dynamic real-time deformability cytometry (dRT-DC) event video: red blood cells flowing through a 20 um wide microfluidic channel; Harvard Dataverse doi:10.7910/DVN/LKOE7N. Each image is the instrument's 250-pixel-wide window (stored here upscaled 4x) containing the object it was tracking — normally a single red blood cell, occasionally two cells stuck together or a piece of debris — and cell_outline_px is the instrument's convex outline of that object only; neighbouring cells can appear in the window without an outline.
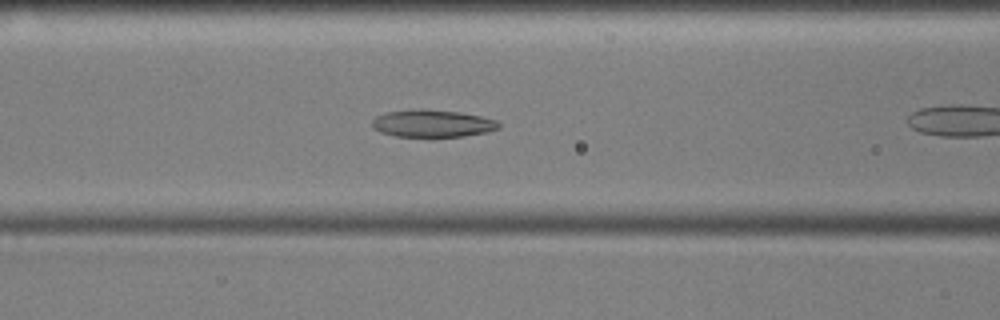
{"species": "common noctule bat (a hibernating species)", "species_latin": "Nyctalus noctula", "temperature_condition": "cold", "stored_images_in_passage": 25, "camera_frame_rate_fps": 3000, "um_per_image_px": 0.085, "animal": {"sex": "male", "body_mass_g": 17.9, "forearm_length_mm": 54.2}, "frame": {"image": 1, "passage_image": 6, "time_ms": 1.667, "image_size_px": [1000, 320], "cell_outline_px": [[500, 128], [484, 132], [464, 136], [432, 140], [428, 140], [396, 136], [380, 132], [372, 128], [372, 120], [376, 116], [384, 112], [416, 108], [424, 108], [460, 112], [480, 116], [496, 120], [500, 124]], "centroid_in_image_um": [36.7, 10.53], "position_along_channel_um": 129.9, "area_um2": 21.33}}
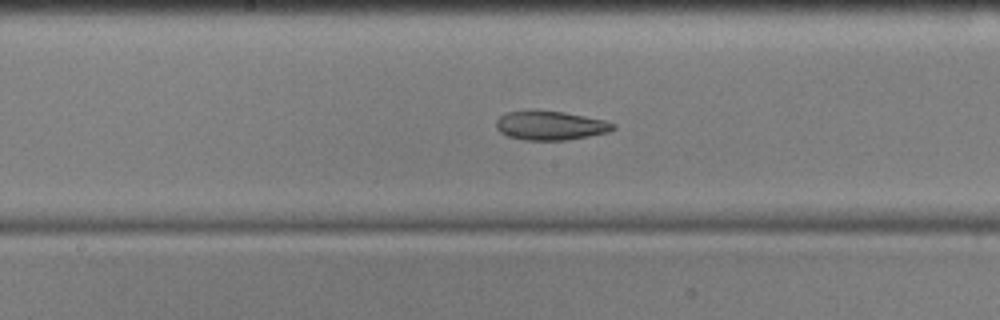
{"frame": {"image": 2, "passage_image": 12, "time_ms": 3.667, "image_size_px": [1000, 320], "cell_outline_px": [[616, 128], [608, 132], [568, 140], [524, 140], [508, 136], [500, 132], [496, 128], [496, 120], [504, 112], [532, 108], [564, 112], [604, 120], [616, 124]], "centroid_in_image_um": [46.73, 10.64], "position_along_channel_um": 201.5, "area_um2": 20.29}}
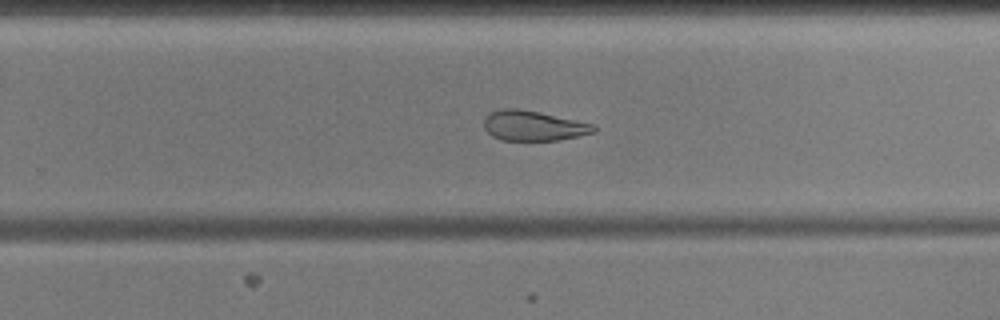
{"frame": {"image": 3, "passage_image": 19, "time_ms": 6.0, "image_size_px": [1000, 320], "cell_outline_px": [[596, 132], [556, 140], [500, 140], [492, 136], [484, 128], [484, 120], [488, 112], [500, 108], [516, 108], [540, 112], [596, 124]], "centroid_in_image_um": [45.32, 10.67], "position_along_channel_um": 284.5, "area_um2": 19.36}}